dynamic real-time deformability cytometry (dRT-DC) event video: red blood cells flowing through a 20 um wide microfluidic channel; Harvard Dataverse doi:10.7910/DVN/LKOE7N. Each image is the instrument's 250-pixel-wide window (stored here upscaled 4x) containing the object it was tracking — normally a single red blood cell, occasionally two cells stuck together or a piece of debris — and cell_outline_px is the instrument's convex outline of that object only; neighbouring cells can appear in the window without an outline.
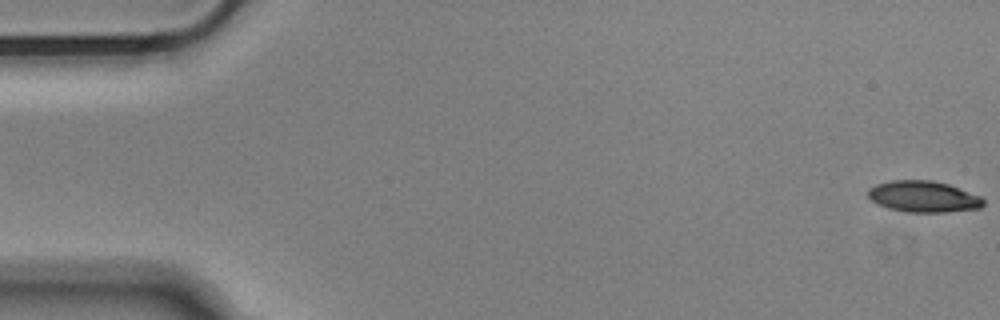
{"species": "Egyptian fruit bat (a non-hibernating species)", "species_latin": "Rousettus aegyptiacus", "temperature_condition": "cold", "stored_images_in_passage": 55, "camera_frame_rate_fps": 3000, "um_per_image_px": 0.085, "animal": {"sex": "male"}, "frame": {"image": 1, "passage_image": 1, "time_ms": 0.0, "image_size_px": [1000, 320], "cell_outline_px": [[984, 204], [980, 208], [944, 212], [908, 212], [888, 208], [872, 200], [868, 196], [868, 188], [876, 184], [892, 180], [932, 180], [948, 184], [980, 196], [984, 200]], "centroid_in_image_um": [78.49, 16.7], "position_along_channel_um": 6.5, "area_um2": 20.87}}
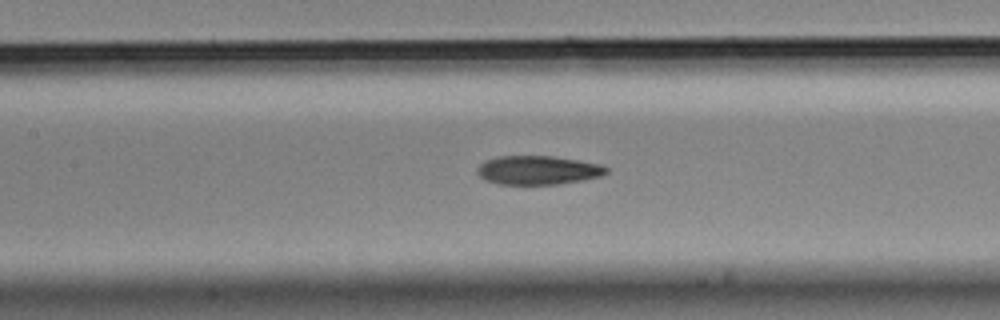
{"frame": {"image": 2, "passage_image": 25, "time_ms": 8.0, "image_size_px": [1000, 320], "cell_outline_px": [[608, 172], [604, 176], [584, 180], [560, 184], [496, 184], [484, 180], [476, 172], [476, 168], [484, 160], [496, 156], [552, 156], [600, 164], [608, 168]], "centroid_in_image_um": [45.71, 14.47], "position_along_channel_um": 161.7, "area_um2": 21.96}}
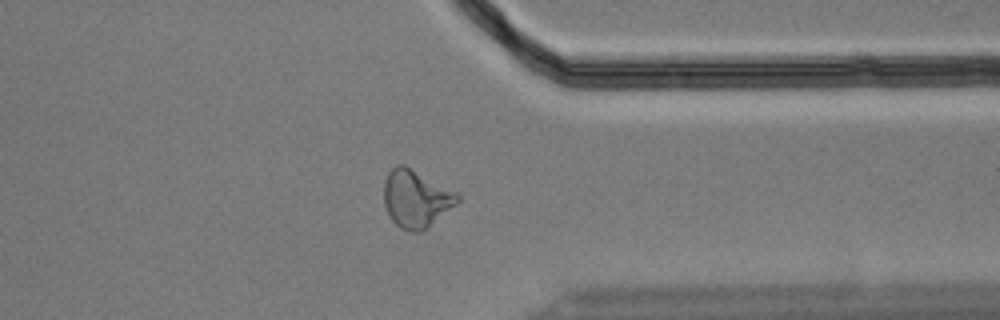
{"frame": {"image": 3, "passage_image": 43, "time_ms": 14.0, "image_size_px": [1000, 320], "cell_outline_px": [[460, 200], [456, 204], [420, 232], [412, 232], [400, 228], [392, 220], [384, 204], [384, 180], [388, 172], [396, 164], [404, 164], [456, 192], [460, 196]], "centroid_in_image_um": [35.33, 16.87], "position_along_channel_um": 376.1, "area_um2": 24.33}, "authors_computed_cell_mechanics": {"area_um2": 22.1374, "velocity_mm_per_s": 3.6652, "shape_relaxation_time_tau1_ms": 8.1774, "shape_relaxation_time_tau2_ms": 4.1582, "deformation_change_tau1": 0.1945, "deformation_change_tau2": 0.1323}}